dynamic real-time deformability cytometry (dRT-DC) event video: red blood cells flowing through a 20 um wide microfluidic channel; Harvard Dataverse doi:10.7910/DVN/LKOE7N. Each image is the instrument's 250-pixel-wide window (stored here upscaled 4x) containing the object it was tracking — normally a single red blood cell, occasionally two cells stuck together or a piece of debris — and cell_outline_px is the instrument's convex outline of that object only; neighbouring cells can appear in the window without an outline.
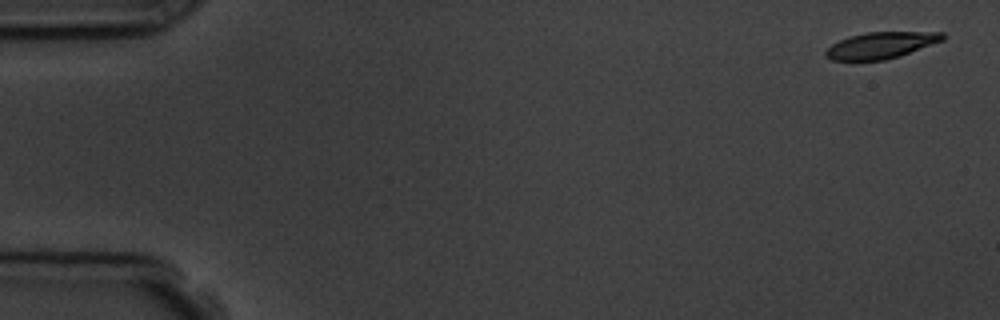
{"species": "common noctule bat (a hibernating species)", "species_latin": "Nyctalus noctula", "temperature_condition": "room temperature", "stored_images_in_passage": 5, "camera_frame_rate_fps": 3000, "um_per_image_px": 0.085, "animal": {"sex": "male", "body_mass_g": 19.5, "forearm_length_mm": 54.6}, "frame": {"image": 1, "passage_image": 1, "time_ms": 0.0, "image_size_px": [1000, 320], "cell_outline_px": [[944, 40], [900, 56], [884, 60], [832, 60], [824, 52], [832, 44], [848, 36], [868, 32], [944, 32]], "centroid_in_image_um": [74.9, 3.84], "position_along_channel_um": 10.1, "area_um2": 17.86}}